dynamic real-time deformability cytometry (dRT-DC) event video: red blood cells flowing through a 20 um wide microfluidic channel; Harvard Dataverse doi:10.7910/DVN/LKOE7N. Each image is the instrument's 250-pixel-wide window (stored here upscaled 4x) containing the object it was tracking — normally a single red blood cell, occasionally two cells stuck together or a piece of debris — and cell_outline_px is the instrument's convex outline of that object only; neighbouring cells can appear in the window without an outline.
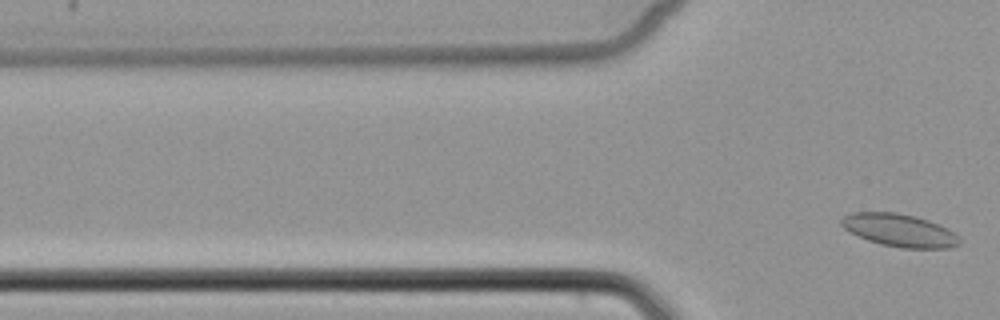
{"species": "common noctule bat (a hibernating species)", "species_latin": "Nyctalus noctula", "temperature_condition": "cold", "stored_images_in_passage": 6, "segment_of_instrument_passage": [2, 2], "camera_frame_rate_fps": 3000, "um_per_image_px": 0.085, "animal": {"sex": "female", "body_mass_g": 22.7, "forearm_length_mm": 54.2}, "frame": {"image": 1, "passage_image": 6, "time_ms": 9.0, "image_size_px": [1000, 320], "cell_outline_px": [[960, 244], [948, 248], [900, 248], [868, 240], [848, 232], [840, 224], [840, 220], [844, 216], [852, 212], [896, 212], [916, 216], [940, 224], [948, 228], [960, 240]], "centroid_in_image_um": [76.43, 19.56], "position_along_channel_um": 49.4, "area_um2": 22.54}}